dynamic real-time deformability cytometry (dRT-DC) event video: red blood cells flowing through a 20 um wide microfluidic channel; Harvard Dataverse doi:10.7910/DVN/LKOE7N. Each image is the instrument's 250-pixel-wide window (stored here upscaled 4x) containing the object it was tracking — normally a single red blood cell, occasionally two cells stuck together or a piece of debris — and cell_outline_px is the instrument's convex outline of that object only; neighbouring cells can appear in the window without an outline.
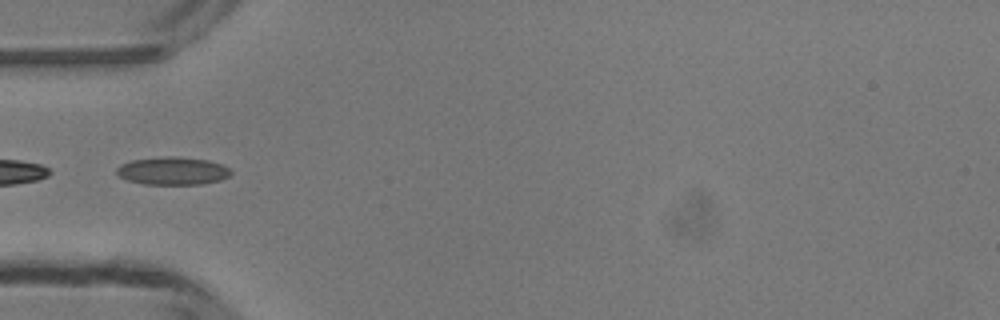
{"species": "common noctule bat (a hibernating species)", "species_latin": "Nyctalus noctula", "temperature_condition": "room temperature", "stored_images_in_passage": 17, "segment_of_instrument_passage": [2, 2], "camera_frame_rate_fps": 3000, "um_per_image_px": 0.085, "animal": {"sex": "male", "body_mass_g": 13.3}, "frame": {"image": 1, "passage_image": 15, "time_ms": 4.667, "image_size_px": [1000, 320], "cell_outline_px": [[232, 172], [228, 176], [220, 180], [204, 184], [144, 184], [128, 180], [120, 176], [116, 172], [116, 168], [120, 164], [132, 160], [164, 156], [176, 156], [208, 160], [220, 164], [228, 168]], "centroid_in_image_um": [14.66, 14.52], "position_along_channel_um": 70.3, "area_um2": 18.5}}